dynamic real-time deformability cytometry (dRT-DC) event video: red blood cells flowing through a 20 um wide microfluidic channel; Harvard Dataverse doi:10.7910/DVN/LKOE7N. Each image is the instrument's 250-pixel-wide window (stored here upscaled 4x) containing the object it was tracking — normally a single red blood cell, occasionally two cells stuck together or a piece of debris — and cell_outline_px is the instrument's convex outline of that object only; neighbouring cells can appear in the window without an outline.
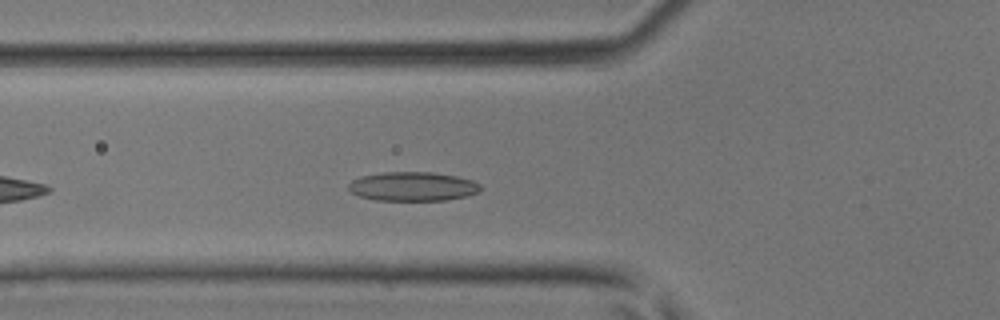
{"species": "common noctule bat (a hibernating species)", "species_latin": "Nyctalus noctula", "temperature_condition": "room temperature", "stored_images_in_passage": 31, "camera_frame_rate_fps": 3000, "um_per_image_px": 0.085, "animal": {"sex": "male", "body_mass_g": 17.9, "forearm_length_mm": 54.2}, "frame": {"image": 1, "passage_image": 5, "time_ms": 1.333, "image_size_px": [1000, 320], "cell_outline_px": [[480, 192], [468, 196], [448, 200], [376, 200], [360, 196], [352, 192], [348, 188], [348, 184], [352, 180], [360, 176], [384, 172], [432, 172], [456, 176], [472, 180], [480, 184]], "centroid_in_image_um": [35.1, 15.85], "position_along_channel_um": 90.7, "area_um2": 22.43}}
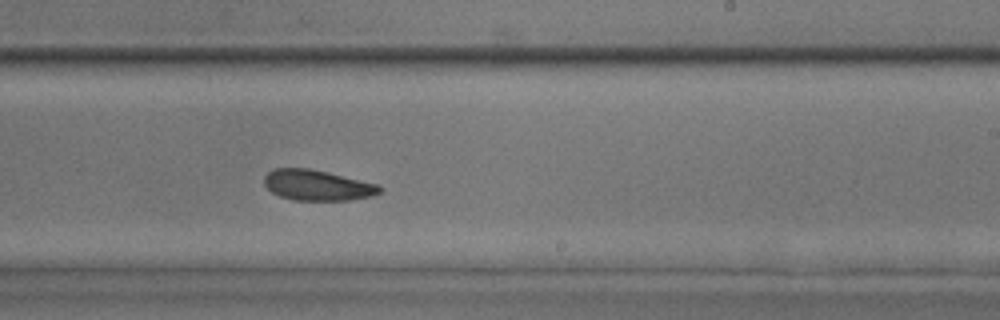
{"frame": {"image": 2, "passage_image": 16, "time_ms": 5.0, "image_size_px": [1000, 320], "cell_outline_px": [[384, 188], [380, 192], [372, 196], [348, 200], [292, 200], [280, 196], [272, 192], [264, 184], [264, 176], [272, 168], [308, 168], [328, 172], [376, 184]], "centroid_in_image_um": [26.94, 15.74], "position_along_channel_um": 262.1, "area_um2": 20.52}}
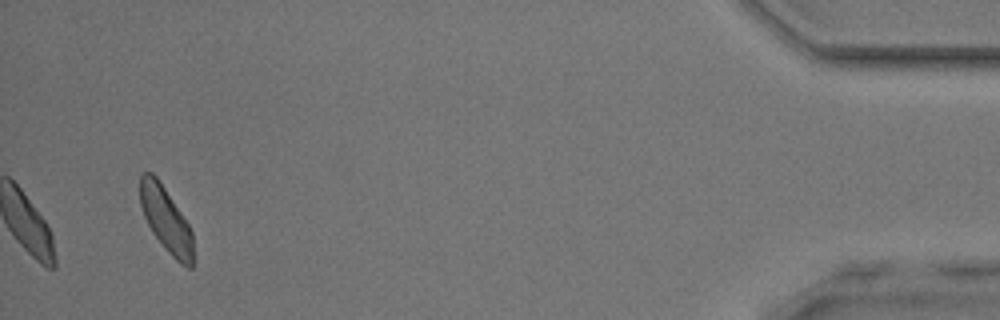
{"frame": {"image": 3, "passage_image": 31, "time_ms": 10.0, "image_size_px": [1000, 320], "cell_outline_px": [[192, 268], [188, 268], [180, 264], [168, 252], [152, 232], [144, 216], [140, 204], [140, 176], [144, 172], [152, 172], [156, 176], [188, 224], [192, 232]], "centroid_in_image_um": [14.09, 18.67], "position_along_channel_um": 421.1, "area_um2": 19.65}}